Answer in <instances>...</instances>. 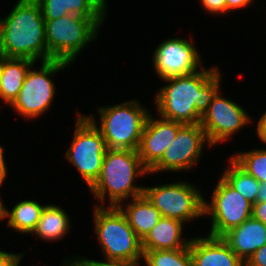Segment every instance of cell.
Here are the masks:
<instances>
[{
    "label": "cell",
    "mask_w": 266,
    "mask_h": 266,
    "mask_svg": "<svg viewBox=\"0 0 266 266\" xmlns=\"http://www.w3.org/2000/svg\"><path fill=\"white\" fill-rule=\"evenodd\" d=\"M220 68L205 66L189 75L163 79L165 85L155 94L157 114L182 124H197L208 110L215 94L221 89Z\"/></svg>",
    "instance_id": "1"
},
{
    "label": "cell",
    "mask_w": 266,
    "mask_h": 266,
    "mask_svg": "<svg viewBox=\"0 0 266 266\" xmlns=\"http://www.w3.org/2000/svg\"><path fill=\"white\" fill-rule=\"evenodd\" d=\"M0 55L48 61L45 23L37 0H17L0 19Z\"/></svg>",
    "instance_id": "2"
},
{
    "label": "cell",
    "mask_w": 266,
    "mask_h": 266,
    "mask_svg": "<svg viewBox=\"0 0 266 266\" xmlns=\"http://www.w3.org/2000/svg\"><path fill=\"white\" fill-rule=\"evenodd\" d=\"M145 175H149V172L143 166L137 151L107 149L100 176L89 188L97 200L94 205L117 207L123 201L143 195L144 186L140 184L138 186L135 180ZM105 201L109 203L105 204Z\"/></svg>",
    "instance_id": "3"
},
{
    "label": "cell",
    "mask_w": 266,
    "mask_h": 266,
    "mask_svg": "<svg viewBox=\"0 0 266 266\" xmlns=\"http://www.w3.org/2000/svg\"><path fill=\"white\" fill-rule=\"evenodd\" d=\"M97 113L99 121L92 113L86 116L101 131L108 149L138 150L150 114L147 107L139 100L131 99L113 106H99Z\"/></svg>",
    "instance_id": "4"
},
{
    "label": "cell",
    "mask_w": 266,
    "mask_h": 266,
    "mask_svg": "<svg viewBox=\"0 0 266 266\" xmlns=\"http://www.w3.org/2000/svg\"><path fill=\"white\" fill-rule=\"evenodd\" d=\"M104 22L105 19H89L77 14L44 20L48 60L73 64L77 56L96 41Z\"/></svg>",
    "instance_id": "5"
},
{
    "label": "cell",
    "mask_w": 266,
    "mask_h": 266,
    "mask_svg": "<svg viewBox=\"0 0 266 266\" xmlns=\"http://www.w3.org/2000/svg\"><path fill=\"white\" fill-rule=\"evenodd\" d=\"M93 226L102 257L106 259L143 261L141 239L125 215L116 206L93 207Z\"/></svg>",
    "instance_id": "6"
},
{
    "label": "cell",
    "mask_w": 266,
    "mask_h": 266,
    "mask_svg": "<svg viewBox=\"0 0 266 266\" xmlns=\"http://www.w3.org/2000/svg\"><path fill=\"white\" fill-rule=\"evenodd\" d=\"M35 64L37 63H33L28 69L17 98L9 106L28 121L40 118L54 105L58 91L51 77L71 65L60 60L40 61L39 68L34 67Z\"/></svg>",
    "instance_id": "7"
},
{
    "label": "cell",
    "mask_w": 266,
    "mask_h": 266,
    "mask_svg": "<svg viewBox=\"0 0 266 266\" xmlns=\"http://www.w3.org/2000/svg\"><path fill=\"white\" fill-rule=\"evenodd\" d=\"M76 115L74 136L64 157L77 169L89 189L100 176L108 148L101 131L94 123L79 111Z\"/></svg>",
    "instance_id": "8"
},
{
    "label": "cell",
    "mask_w": 266,
    "mask_h": 266,
    "mask_svg": "<svg viewBox=\"0 0 266 266\" xmlns=\"http://www.w3.org/2000/svg\"><path fill=\"white\" fill-rule=\"evenodd\" d=\"M143 194L160 211L162 217L189 223L204 216V194L189 181L144 185Z\"/></svg>",
    "instance_id": "9"
},
{
    "label": "cell",
    "mask_w": 266,
    "mask_h": 266,
    "mask_svg": "<svg viewBox=\"0 0 266 266\" xmlns=\"http://www.w3.org/2000/svg\"><path fill=\"white\" fill-rule=\"evenodd\" d=\"M213 189L210 201L204 198V217L211 220L208 235L221 237L252 216V204L221 176Z\"/></svg>",
    "instance_id": "10"
},
{
    "label": "cell",
    "mask_w": 266,
    "mask_h": 266,
    "mask_svg": "<svg viewBox=\"0 0 266 266\" xmlns=\"http://www.w3.org/2000/svg\"><path fill=\"white\" fill-rule=\"evenodd\" d=\"M205 146L212 148L201 124H184L162 158L148 171L149 175L159 172L181 173L194 169L203 158Z\"/></svg>",
    "instance_id": "11"
},
{
    "label": "cell",
    "mask_w": 266,
    "mask_h": 266,
    "mask_svg": "<svg viewBox=\"0 0 266 266\" xmlns=\"http://www.w3.org/2000/svg\"><path fill=\"white\" fill-rule=\"evenodd\" d=\"M222 93L220 89L215 94L200 122L212 148L233 138L246 125H251L253 120L243 106L223 97Z\"/></svg>",
    "instance_id": "12"
},
{
    "label": "cell",
    "mask_w": 266,
    "mask_h": 266,
    "mask_svg": "<svg viewBox=\"0 0 266 266\" xmlns=\"http://www.w3.org/2000/svg\"><path fill=\"white\" fill-rule=\"evenodd\" d=\"M192 38H167L154 49L152 67L160 80L189 75L205 66Z\"/></svg>",
    "instance_id": "13"
},
{
    "label": "cell",
    "mask_w": 266,
    "mask_h": 266,
    "mask_svg": "<svg viewBox=\"0 0 266 266\" xmlns=\"http://www.w3.org/2000/svg\"><path fill=\"white\" fill-rule=\"evenodd\" d=\"M183 125L159 115L154 118L152 111L150 112L137 150L143 166L148 171L162 158Z\"/></svg>",
    "instance_id": "14"
},
{
    "label": "cell",
    "mask_w": 266,
    "mask_h": 266,
    "mask_svg": "<svg viewBox=\"0 0 266 266\" xmlns=\"http://www.w3.org/2000/svg\"><path fill=\"white\" fill-rule=\"evenodd\" d=\"M189 250L193 266H245L222 237H191Z\"/></svg>",
    "instance_id": "15"
},
{
    "label": "cell",
    "mask_w": 266,
    "mask_h": 266,
    "mask_svg": "<svg viewBox=\"0 0 266 266\" xmlns=\"http://www.w3.org/2000/svg\"><path fill=\"white\" fill-rule=\"evenodd\" d=\"M231 250L243 261L266 244V225L252 216L222 236Z\"/></svg>",
    "instance_id": "16"
},
{
    "label": "cell",
    "mask_w": 266,
    "mask_h": 266,
    "mask_svg": "<svg viewBox=\"0 0 266 266\" xmlns=\"http://www.w3.org/2000/svg\"><path fill=\"white\" fill-rule=\"evenodd\" d=\"M44 20L58 19L67 14H77L89 19H105L106 0H37Z\"/></svg>",
    "instance_id": "17"
},
{
    "label": "cell",
    "mask_w": 266,
    "mask_h": 266,
    "mask_svg": "<svg viewBox=\"0 0 266 266\" xmlns=\"http://www.w3.org/2000/svg\"><path fill=\"white\" fill-rule=\"evenodd\" d=\"M184 225L181 220L161 217L158 223L141 240L142 250H174L189 245L190 238H183Z\"/></svg>",
    "instance_id": "18"
},
{
    "label": "cell",
    "mask_w": 266,
    "mask_h": 266,
    "mask_svg": "<svg viewBox=\"0 0 266 266\" xmlns=\"http://www.w3.org/2000/svg\"><path fill=\"white\" fill-rule=\"evenodd\" d=\"M126 204H123L125 203ZM125 215L136 235L142 240L160 220V211L143 194L117 206Z\"/></svg>",
    "instance_id": "19"
},
{
    "label": "cell",
    "mask_w": 266,
    "mask_h": 266,
    "mask_svg": "<svg viewBox=\"0 0 266 266\" xmlns=\"http://www.w3.org/2000/svg\"><path fill=\"white\" fill-rule=\"evenodd\" d=\"M66 211L60 205L45 204L32 235L44 242H58L65 238L72 227V219Z\"/></svg>",
    "instance_id": "20"
},
{
    "label": "cell",
    "mask_w": 266,
    "mask_h": 266,
    "mask_svg": "<svg viewBox=\"0 0 266 266\" xmlns=\"http://www.w3.org/2000/svg\"><path fill=\"white\" fill-rule=\"evenodd\" d=\"M35 63L26 58H8L2 56V74L0 100L10 106L17 98L30 66Z\"/></svg>",
    "instance_id": "21"
},
{
    "label": "cell",
    "mask_w": 266,
    "mask_h": 266,
    "mask_svg": "<svg viewBox=\"0 0 266 266\" xmlns=\"http://www.w3.org/2000/svg\"><path fill=\"white\" fill-rule=\"evenodd\" d=\"M36 199H26L15 203L11 210H6V226L20 234H32L36 229L44 208Z\"/></svg>",
    "instance_id": "22"
},
{
    "label": "cell",
    "mask_w": 266,
    "mask_h": 266,
    "mask_svg": "<svg viewBox=\"0 0 266 266\" xmlns=\"http://www.w3.org/2000/svg\"><path fill=\"white\" fill-rule=\"evenodd\" d=\"M227 161L228 165L219 175L247 201L252 205L255 204L260 182L243 170L231 157Z\"/></svg>",
    "instance_id": "23"
},
{
    "label": "cell",
    "mask_w": 266,
    "mask_h": 266,
    "mask_svg": "<svg viewBox=\"0 0 266 266\" xmlns=\"http://www.w3.org/2000/svg\"><path fill=\"white\" fill-rule=\"evenodd\" d=\"M143 266H193L189 245L183 249L143 251Z\"/></svg>",
    "instance_id": "24"
},
{
    "label": "cell",
    "mask_w": 266,
    "mask_h": 266,
    "mask_svg": "<svg viewBox=\"0 0 266 266\" xmlns=\"http://www.w3.org/2000/svg\"><path fill=\"white\" fill-rule=\"evenodd\" d=\"M243 170L259 182H266V148H253L230 156Z\"/></svg>",
    "instance_id": "25"
},
{
    "label": "cell",
    "mask_w": 266,
    "mask_h": 266,
    "mask_svg": "<svg viewBox=\"0 0 266 266\" xmlns=\"http://www.w3.org/2000/svg\"><path fill=\"white\" fill-rule=\"evenodd\" d=\"M66 260H61V266H141L143 261H128L117 259H104L103 261L93 260L86 257L74 255ZM73 259V260H72ZM63 261V262H62ZM143 266V265H142Z\"/></svg>",
    "instance_id": "26"
},
{
    "label": "cell",
    "mask_w": 266,
    "mask_h": 266,
    "mask_svg": "<svg viewBox=\"0 0 266 266\" xmlns=\"http://www.w3.org/2000/svg\"><path fill=\"white\" fill-rule=\"evenodd\" d=\"M201 7L206 10V13H211L212 15L227 14V4L226 0H199Z\"/></svg>",
    "instance_id": "27"
},
{
    "label": "cell",
    "mask_w": 266,
    "mask_h": 266,
    "mask_svg": "<svg viewBox=\"0 0 266 266\" xmlns=\"http://www.w3.org/2000/svg\"><path fill=\"white\" fill-rule=\"evenodd\" d=\"M24 253H12L4 250H0V266H19Z\"/></svg>",
    "instance_id": "28"
},
{
    "label": "cell",
    "mask_w": 266,
    "mask_h": 266,
    "mask_svg": "<svg viewBox=\"0 0 266 266\" xmlns=\"http://www.w3.org/2000/svg\"><path fill=\"white\" fill-rule=\"evenodd\" d=\"M245 266H266V244L247 259Z\"/></svg>",
    "instance_id": "29"
},
{
    "label": "cell",
    "mask_w": 266,
    "mask_h": 266,
    "mask_svg": "<svg viewBox=\"0 0 266 266\" xmlns=\"http://www.w3.org/2000/svg\"><path fill=\"white\" fill-rule=\"evenodd\" d=\"M256 0H226L227 4V13L231 11V13L235 10L244 9L252 6Z\"/></svg>",
    "instance_id": "30"
},
{
    "label": "cell",
    "mask_w": 266,
    "mask_h": 266,
    "mask_svg": "<svg viewBox=\"0 0 266 266\" xmlns=\"http://www.w3.org/2000/svg\"><path fill=\"white\" fill-rule=\"evenodd\" d=\"M252 217L266 225V202H256L252 205Z\"/></svg>",
    "instance_id": "31"
},
{
    "label": "cell",
    "mask_w": 266,
    "mask_h": 266,
    "mask_svg": "<svg viewBox=\"0 0 266 266\" xmlns=\"http://www.w3.org/2000/svg\"><path fill=\"white\" fill-rule=\"evenodd\" d=\"M256 123V135L261 143L266 145V111L259 117Z\"/></svg>",
    "instance_id": "32"
},
{
    "label": "cell",
    "mask_w": 266,
    "mask_h": 266,
    "mask_svg": "<svg viewBox=\"0 0 266 266\" xmlns=\"http://www.w3.org/2000/svg\"><path fill=\"white\" fill-rule=\"evenodd\" d=\"M5 159V151L2 145H0V187L5 183V179L8 175V167Z\"/></svg>",
    "instance_id": "33"
},
{
    "label": "cell",
    "mask_w": 266,
    "mask_h": 266,
    "mask_svg": "<svg viewBox=\"0 0 266 266\" xmlns=\"http://www.w3.org/2000/svg\"><path fill=\"white\" fill-rule=\"evenodd\" d=\"M256 202H266V182H260Z\"/></svg>",
    "instance_id": "34"
},
{
    "label": "cell",
    "mask_w": 266,
    "mask_h": 266,
    "mask_svg": "<svg viewBox=\"0 0 266 266\" xmlns=\"http://www.w3.org/2000/svg\"><path fill=\"white\" fill-rule=\"evenodd\" d=\"M3 201L4 200H2V197L0 195V221H3V220L6 219V210H7V207L5 206V203H3Z\"/></svg>",
    "instance_id": "35"
},
{
    "label": "cell",
    "mask_w": 266,
    "mask_h": 266,
    "mask_svg": "<svg viewBox=\"0 0 266 266\" xmlns=\"http://www.w3.org/2000/svg\"><path fill=\"white\" fill-rule=\"evenodd\" d=\"M1 74H2V55H0V85H1Z\"/></svg>",
    "instance_id": "36"
}]
</instances>
